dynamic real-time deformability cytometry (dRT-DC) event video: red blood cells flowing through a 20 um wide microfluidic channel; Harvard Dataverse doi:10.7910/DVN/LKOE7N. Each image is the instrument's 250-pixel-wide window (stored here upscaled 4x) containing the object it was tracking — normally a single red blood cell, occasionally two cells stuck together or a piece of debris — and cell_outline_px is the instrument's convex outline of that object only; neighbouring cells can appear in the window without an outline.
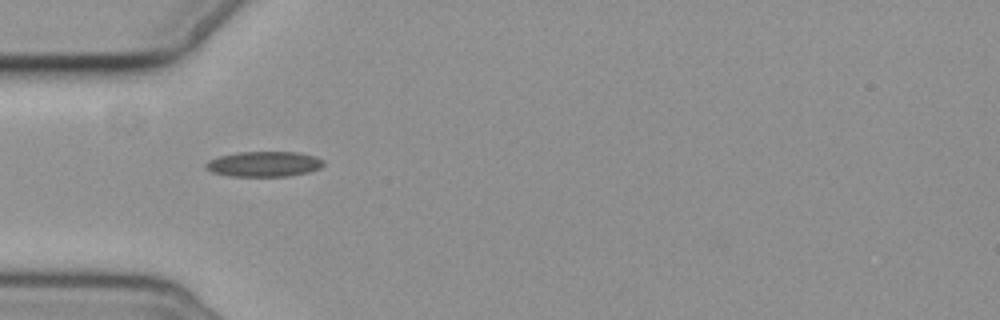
{"species": "common noctule bat (a hibernating species)", "species_latin": "Nyctalus noctula", "temperature_condition": "cold", "stored_images_in_passage": 5, "camera_frame_rate_fps": 3000, "um_per_image_px": 0.085, "animal": {"sex": "female", "body_mass_g": 19.3, "forearm_length_mm": 54.1}, "frame": {"image": 1, "passage_image": 1, "time_ms": 0.0, "image_size_px": [1000, 320], "cell_outline_px": [[324, 164], [320, 168], [308, 172], [288, 176], [228, 176], [212, 172], [204, 168], [204, 164], [208, 160], [220, 156], [240, 152], [296, 152], [316, 156], [324, 160]], "centroid_in_image_um": [22.43, 13.94], "position_along_channel_um": 62.6, "area_um2": 17.4}}
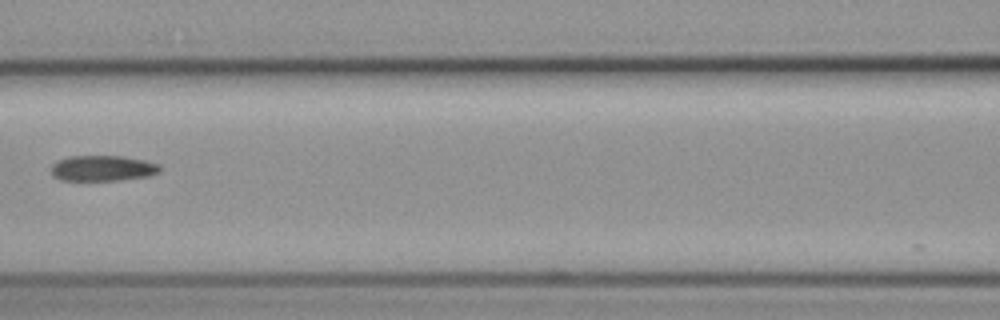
{"frame": {"image": 2, "passage_image": 3, "time_ms": 2.667, "image_size_px": [1000, 320], "cell_outline_px": [[160, 172], [148, 176], [120, 180], [60, 180], [52, 176], [52, 164], [68, 156], [124, 156], [144, 160], [160, 164]], "centroid_in_image_um": [8.74, 14.3], "position_along_channel_um": 157.9, "area_um2": 16.24}}
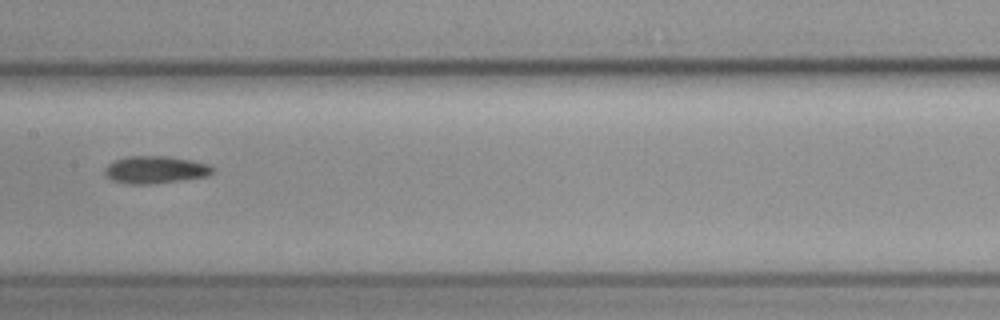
{"frame": {"image": 3, "passage_image": 4, "time_ms": 3.667, "image_size_px": [1000, 320], "cell_outline_px": [[216, 172], [208, 176], [152, 184], [128, 184], [112, 180], [104, 172], [104, 168], [108, 164], [116, 160], [128, 156], [168, 156], [192, 160], [208, 164]], "centroid_in_image_um": [13.22, 14.43], "position_along_channel_um": 194.2, "area_um2": 17.22}}